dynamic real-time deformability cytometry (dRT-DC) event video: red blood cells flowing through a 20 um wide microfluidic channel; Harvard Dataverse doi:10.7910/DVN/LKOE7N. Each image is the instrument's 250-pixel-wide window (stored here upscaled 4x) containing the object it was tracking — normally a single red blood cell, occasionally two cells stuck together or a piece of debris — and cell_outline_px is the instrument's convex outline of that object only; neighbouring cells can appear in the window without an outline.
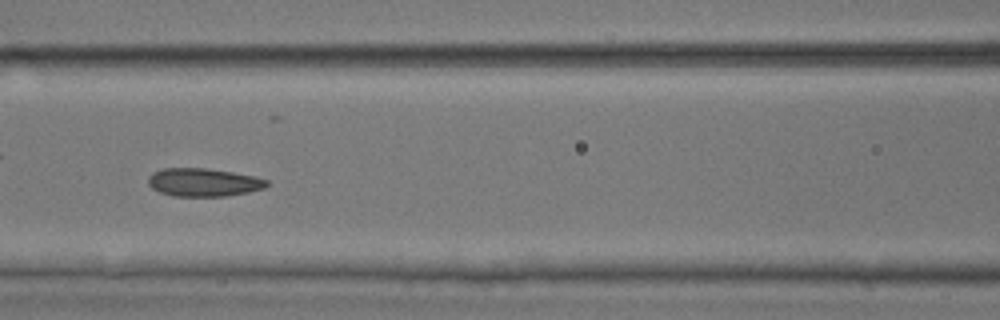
{"species": "common noctule bat (a hibernating species)", "species_latin": "Nyctalus noctula", "temperature_condition": "room temperature", "stored_images_in_passage": 49, "camera_frame_rate_fps": 3000, "um_per_image_px": 0.085, "animal": {"sex": "male", "body_mass_g": 17.9, "forearm_length_mm": 54.2}, "frame": {"image": 1, "passage_image": 22, "time_ms": 7.0, "image_size_px": [1000, 320], "cell_outline_px": [[268, 184], [264, 188], [248, 192], [224, 196], [172, 196], [160, 192], [152, 188], [148, 184], [148, 176], [152, 172], [160, 168], [204, 168], [232, 172], [256, 176], [268, 180]], "centroid_in_image_um": [17.27, 15.49], "position_along_channel_um": 149.3, "area_um2": 19.54}}
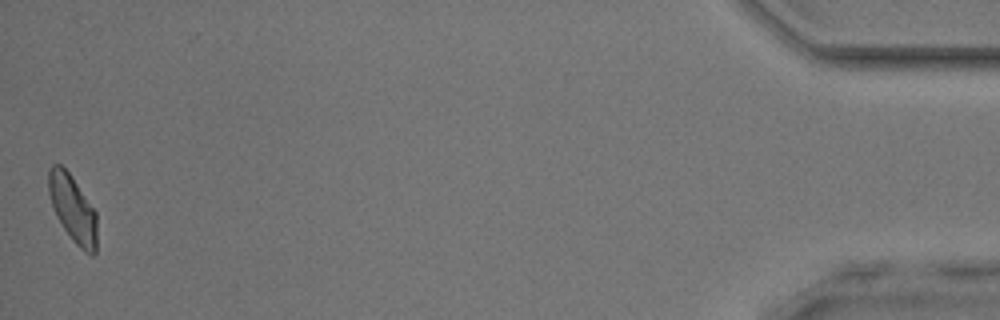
{"frame": {"image": 2, "passage_image": 49, "time_ms": 16.0, "image_size_px": [1000, 320], "cell_outline_px": [[96, 252], [92, 256], [84, 252], [72, 240], [56, 216], [48, 192], [48, 172], [52, 164], [60, 164], [72, 176], [96, 212]], "centroid_in_image_um": [6.18, 17.74], "position_along_channel_um": 429.0, "area_um2": 18.79}, "authors_computed_cell_mechanics": {"area_um2": 19.2474, "velocity_mm_per_s": 4.1263, "shape_relaxation_time_tau1_ms": 8.5414, "shape_relaxation_time_tau2_ms": 2.0331, "deformation_change_tau1": 0.1273, "deformation_change_tau2": 0.0706}}